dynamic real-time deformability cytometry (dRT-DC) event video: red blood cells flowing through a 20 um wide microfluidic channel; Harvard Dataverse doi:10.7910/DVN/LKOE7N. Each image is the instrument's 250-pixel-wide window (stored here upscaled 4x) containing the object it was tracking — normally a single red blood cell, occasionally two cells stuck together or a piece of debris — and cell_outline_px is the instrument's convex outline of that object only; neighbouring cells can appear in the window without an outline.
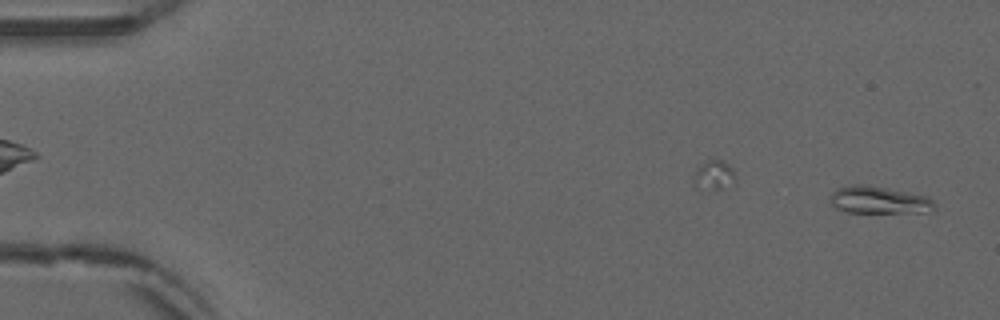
{"species": "common noctule bat (a hibernating species)", "species_latin": "Nyctalus noctula", "temperature_condition": "warm", "stored_images_in_passage": 49, "camera_frame_rate_fps": 3000, "um_per_image_px": 0.085, "animal": {"sex": "male", "forearm_length_mm": 52.5}, "frame": {"image": 1, "passage_image": 2, "time_ms": 0.333, "image_size_px": [1000, 320], "cell_outline_px": [[936, 208], [928, 212], [848, 212], [836, 208], [828, 200], [828, 196], [836, 188], [852, 184], [864, 184], [928, 196], [936, 204]], "centroid_in_image_um": [74.68, 16.99], "position_along_channel_um": 10.3, "area_um2": 16.7}}
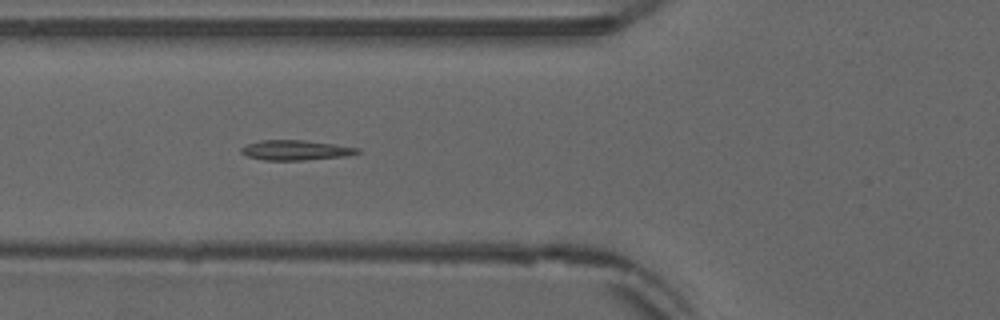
{"frame": {"image": 2, "passage_image": 20, "time_ms": 6.333, "image_size_px": [1000, 320], "cell_outline_px": [[360, 152], [348, 156], [304, 160], [264, 160], [248, 156], [240, 152], [240, 148], [248, 144], [260, 140], [304, 140], [360, 148]], "centroid_in_image_um": [25.13, 12.76], "position_along_channel_um": 100.7, "area_um2": 13.47}}
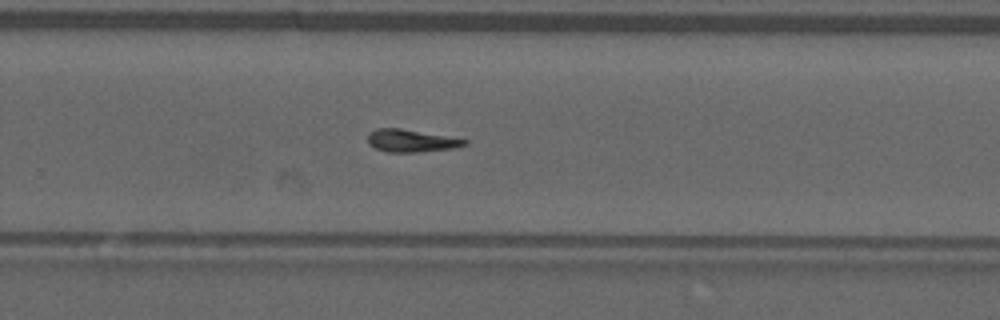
{"frame": {"image": 3, "passage_image": 35, "time_ms": 11.333, "image_size_px": [1000, 320], "cell_outline_px": [[468, 144], [456, 148], [416, 152], [388, 152], [376, 148], [368, 144], [368, 132], [376, 128], [400, 128], [468, 140]], "centroid_in_image_um": [34.93, 11.96], "position_along_channel_um": 294.9, "area_um2": 12.66}}